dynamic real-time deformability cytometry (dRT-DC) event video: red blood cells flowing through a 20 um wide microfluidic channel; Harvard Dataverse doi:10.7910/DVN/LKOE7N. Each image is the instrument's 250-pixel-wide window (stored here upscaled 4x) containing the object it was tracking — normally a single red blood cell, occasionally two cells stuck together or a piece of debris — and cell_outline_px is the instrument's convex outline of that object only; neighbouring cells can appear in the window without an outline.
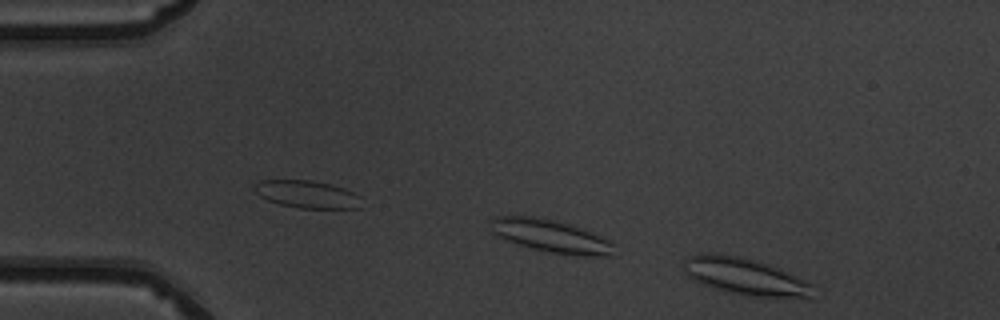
{"species": "common noctule bat (a hibernating species)", "species_latin": "Nyctalus noctula", "temperature_condition": "warm", "stored_images_in_passage": 37, "camera_frame_rate_fps": 3000, "um_per_image_px": 0.085, "animal": {"sex": "male", "body_mass_g": 19.5, "forearm_length_mm": 54.6}, "frame": {"image": 1, "passage_image": 1, "time_ms": 0.0, "image_size_px": [1000, 320], "cell_outline_px": [[812, 296], [756, 296], [728, 292], [704, 284], [688, 276], [680, 268], [684, 260], [688, 256], [700, 252], [716, 252], [740, 256], [788, 272], [812, 284]], "centroid_in_image_um": [63.19, 23.45], "position_along_channel_um": 21.8, "area_um2": 27.22}}
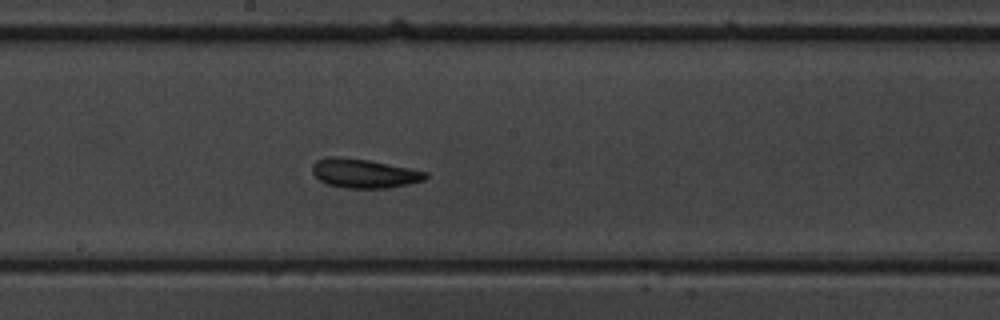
{"frame": {"image": 2, "passage_image": 23, "time_ms": 7.333, "image_size_px": [1000, 320], "cell_outline_px": [[428, 176], [424, 180], [408, 184], [388, 188], [344, 188], [328, 184], [320, 180], [312, 172], [312, 164], [316, 160], [328, 156], [340, 156], [368, 160], [428, 172]], "centroid_in_image_um": [30.92, 14.73], "position_along_channel_um": 217.3, "area_um2": 19.19}}
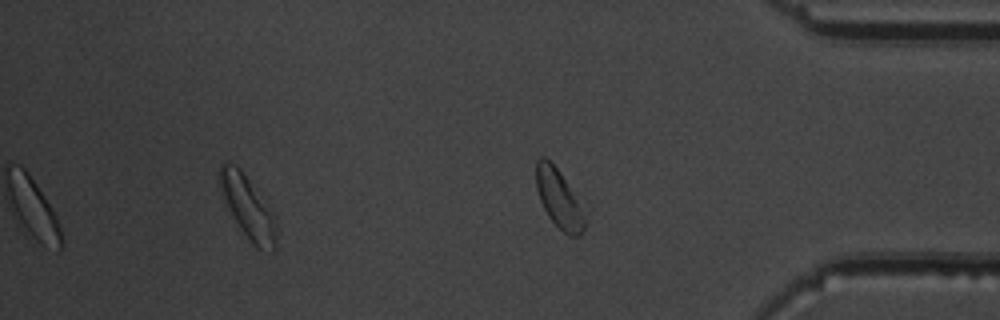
{"frame": {"image": 3, "passage_image": 37, "time_ms": 12.0, "image_size_px": [1000, 320], "cell_outline_px": [[276, 248], [256, 248], [252, 244], [240, 228], [228, 208], [224, 200], [216, 172], [220, 164], [224, 160], [236, 164], [240, 168], [276, 216]], "centroid_in_image_um": [21.03, 17.53], "position_along_channel_um": 414.2, "area_um2": 20.63}, "authors_computed_cell_mechanics": {"area_um2": 19.1896, "velocity_mm_per_s": 3.9573, "shape_relaxation_time_tau1_ms": 2.6138, "shape_relaxation_time_tau2_ms": 3.5109, "deformation_change_tau1": 0.0944, "deformation_change_tau2": 0.1291}}